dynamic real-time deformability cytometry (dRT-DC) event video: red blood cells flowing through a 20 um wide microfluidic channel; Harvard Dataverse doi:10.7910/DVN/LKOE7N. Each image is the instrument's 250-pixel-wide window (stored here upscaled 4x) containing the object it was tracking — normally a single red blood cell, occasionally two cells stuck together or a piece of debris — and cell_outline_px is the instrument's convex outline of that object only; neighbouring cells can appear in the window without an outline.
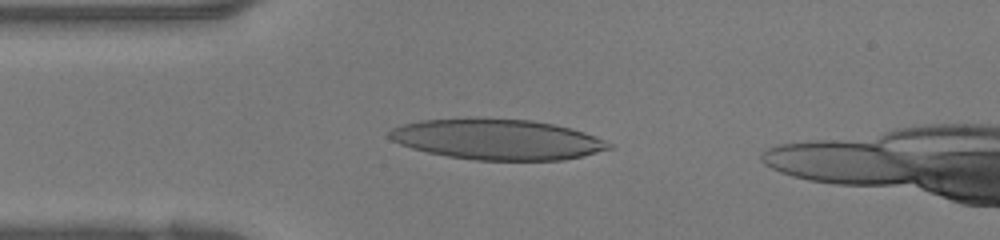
{"species": "human", "species_latin": "Homo sapiens", "temperature_condition": "warm", "stored_images_in_passage": 30, "camera_frame_rate_fps": 3000, "um_per_image_px": 0.085, "donor": {"sex": "female"}, "frame": {"image": 1, "passage_image": 5, "time_ms": 1.333, "image_size_px": [1000, 240], "cell_outline_px": [[612, 148], [564, 160], [476, 160], [448, 156], [428, 152], [412, 148], [400, 144], [392, 140], [388, 136], [388, 132], [392, 128], [404, 124], [420, 120], [468, 116], [476, 116], [532, 120], [572, 128], [584, 132], [604, 140], [612, 144]], "centroid_in_image_um": [42.22, 11.81], "position_along_channel_um": 42.8, "area_um2": 52.42}}
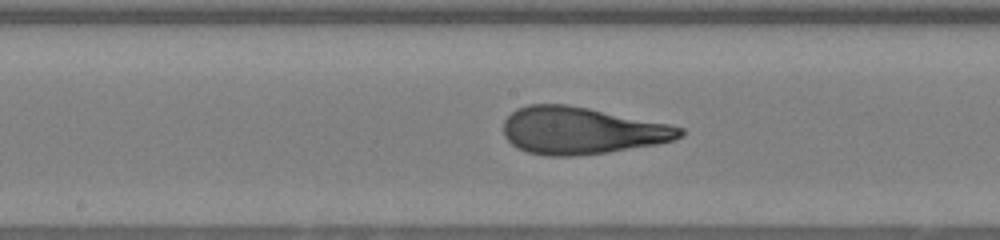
{"frame": {"image": 2, "passage_image": 15, "time_ms": 4.667, "image_size_px": [1000, 240], "cell_outline_px": [[684, 136], [672, 140], [656, 144], [608, 152], [576, 156], [544, 156], [528, 152], [516, 148], [504, 136], [504, 120], [516, 108], [528, 104], [568, 104], [668, 124], [684, 128]], "centroid_in_image_um": [49.39, 11.1], "position_along_channel_um": 198.8, "area_um2": 48.44}}
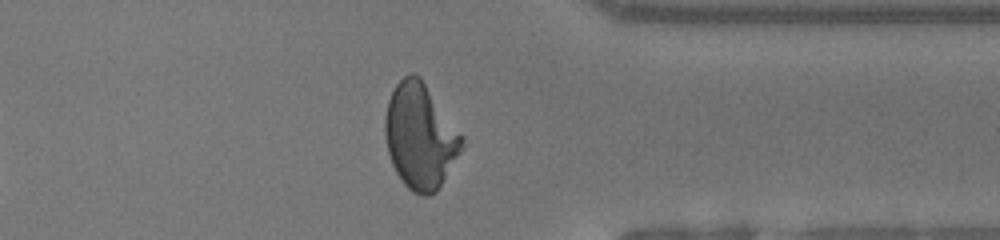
{"frame": {"image": 3, "passage_image": 26, "time_ms": 8.333, "image_size_px": [1000, 240], "cell_outline_px": [[464, 148], [436, 192], [428, 196], [420, 196], [412, 192], [404, 184], [396, 172], [392, 164], [388, 152], [384, 132], [384, 120], [388, 100], [396, 84], [404, 76], [412, 72], [420, 76], [464, 136]], "centroid_in_image_um": [35.73, 11.58], "position_along_channel_um": 375.7, "area_um2": 47.45}}